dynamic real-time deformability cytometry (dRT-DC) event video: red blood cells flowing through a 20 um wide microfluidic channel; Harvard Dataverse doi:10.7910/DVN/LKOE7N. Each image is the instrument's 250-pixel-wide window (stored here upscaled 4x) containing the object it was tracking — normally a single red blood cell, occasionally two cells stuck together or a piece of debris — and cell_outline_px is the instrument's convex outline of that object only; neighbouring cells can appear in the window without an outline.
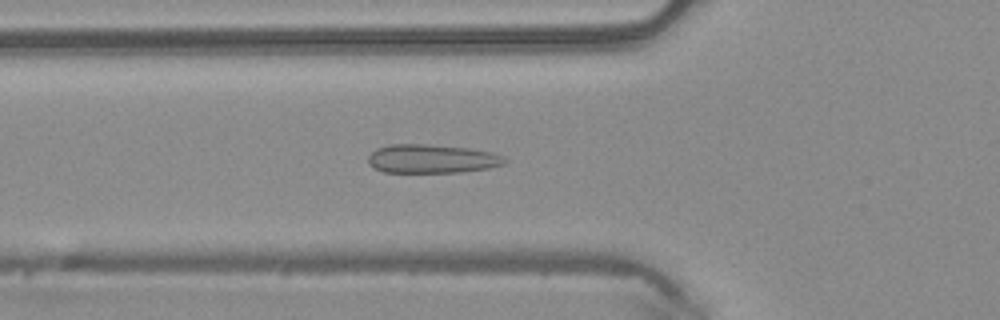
{"species": "common noctule bat (a hibernating species)", "species_latin": "Nyctalus noctula", "temperature_condition": "warm", "stored_images_in_passage": 48, "camera_frame_rate_fps": 3000, "um_per_image_px": 0.085, "animal": {"sex": "male", "body_mass_g": 20.4}, "frame": {"image": 1, "passage_image": 16, "time_ms": 5.0, "image_size_px": [1000, 320], "cell_outline_px": [[508, 160], [504, 164], [488, 168], [460, 172], [384, 172], [372, 168], [368, 164], [368, 156], [376, 148], [388, 144], [424, 144], [468, 148], [492, 152], [504, 156]], "centroid_in_image_um": [36.68, 13.49], "position_along_channel_um": 89.1, "area_um2": 23.0}}
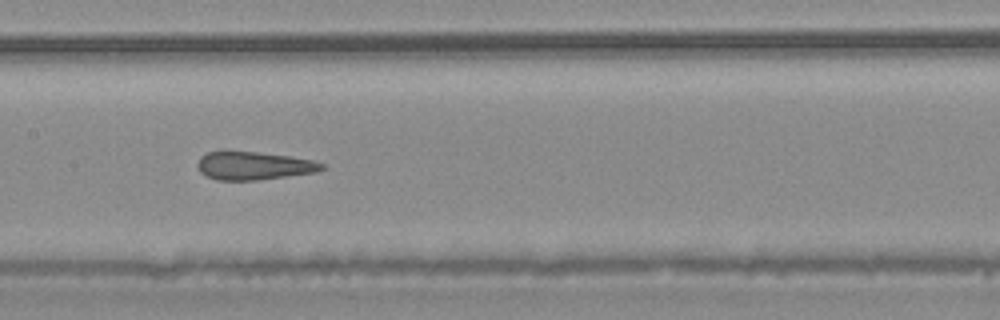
{"frame": {"image": 2, "passage_image": 23, "time_ms": 7.333, "image_size_px": [1000, 320], "cell_outline_px": [[324, 168], [316, 172], [256, 180], [216, 180], [200, 172], [196, 164], [200, 156], [208, 152], [256, 152], [288, 156], [312, 160], [324, 164]], "centroid_in_image_um": [21.54, 14.09], "position_along_channel_um": 185.9, "area_um2": 20.06}}
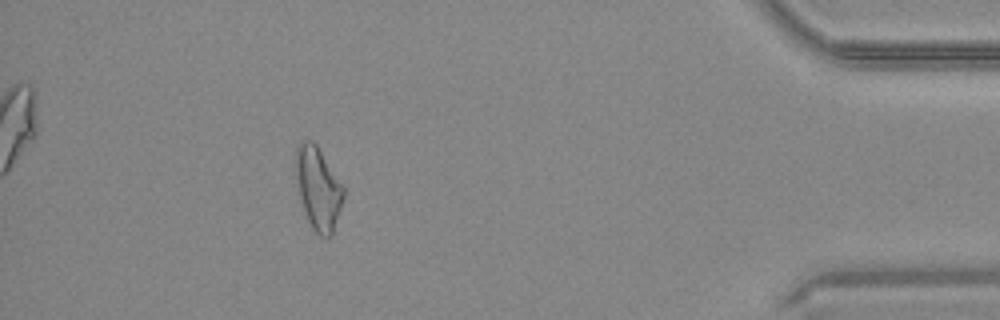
{"frame": {"image": 3, "passage_image": 43, "time_ms": 14.0, "image_size_px": [1000, 320], "cell_outline_px": [[344, 196], [332, 236], [320, 236], [312, 228], [308, 220], [300, 196], [296, 176], [296, 148], [300, 140], [312, 140], [316, 144], [344, 188]], "centroid_in_image_um": [27.04, 16.0], "position_along_channel_um": 408.2, "area_um2": 22.48}, "authors_computed_cell_mechanics": {"area_um2": 22.5131, "velocity_mm_per_s": 4.1098, "shape_relaxation_time_tau1_ms": null, "shape_relaxation_time_tau2_ms": 2.3366, "deformation_change_tau1": null, "deformation_change_tau2": 0.0974}}